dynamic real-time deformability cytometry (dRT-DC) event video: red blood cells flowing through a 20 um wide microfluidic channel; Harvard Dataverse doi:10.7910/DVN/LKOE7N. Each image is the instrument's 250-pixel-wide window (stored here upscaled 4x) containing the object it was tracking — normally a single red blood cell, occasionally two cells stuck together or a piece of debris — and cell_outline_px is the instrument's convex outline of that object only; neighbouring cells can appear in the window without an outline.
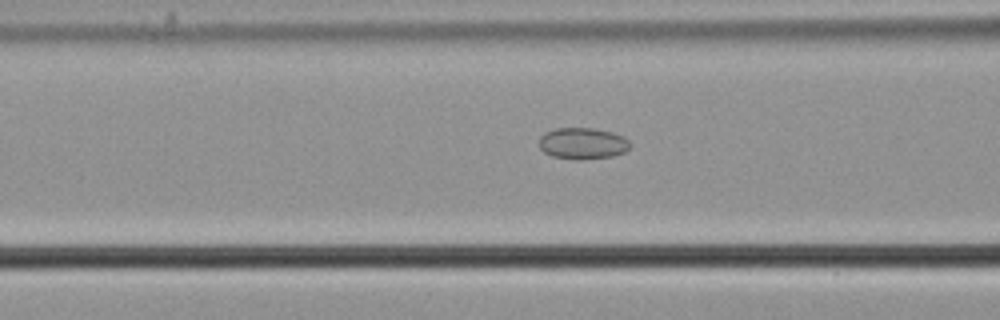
{"species": "common noctule bat (a hibernating species)", "species_latin": "Nyctalus noctula", "temperature_condition": "cold", "stored_images_in_passage": 8, "camera_frame_rate_fps": 3000, "um_per_image_px": 0.085, "animal": {"sex": "male", "body_mass_g": 21.5, "forearm_length_mm": 52.0}, "frame": {"image": 1, "passage_image": 6, "time_ms": 1.667, "image_size_px": [1000, 320], "cell_outline_px": [[632, 144], [624, 152], [612, 156], [580, 160], [572, 160], [552, 156], [544, 152], [540, 148], [540, 136], [544, 132], [556, 128], [596, 128], [612, 132], [624, 136]], "centroid_in_image_um": [49.53, 12.19], "position_along_channel_um": 117.1, "area_um2": 16.88}}